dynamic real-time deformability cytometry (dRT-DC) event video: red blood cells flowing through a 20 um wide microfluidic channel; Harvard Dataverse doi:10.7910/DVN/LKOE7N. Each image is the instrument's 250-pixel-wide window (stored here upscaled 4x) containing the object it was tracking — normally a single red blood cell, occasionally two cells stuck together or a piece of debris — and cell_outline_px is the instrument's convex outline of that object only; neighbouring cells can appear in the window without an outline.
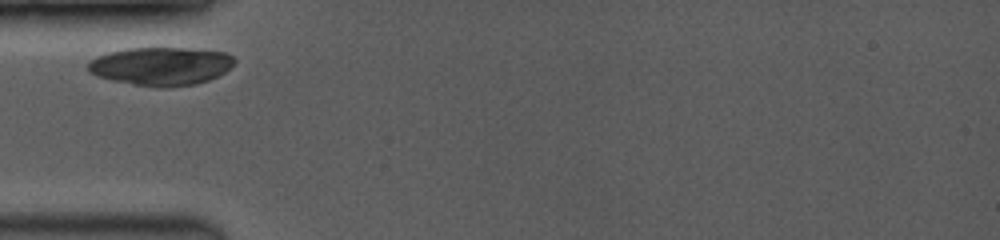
{"species": "common noctule bat (a hibernating species)", "species_latin": "Nyctalus noctula", "temperature_condition": "room temperature", "stored_images_in_passage": 14, "camera_frame_rate_fps": 3500, "um_per_image_px": 0.085, "animal": {"sex": "female", "body_mass_g": 19.0, "forearm_length_mm": 53.3}, "frame": {"image": 1, "passage_image": 1, "time_ms": 0.0, "image_size_px": [1000, 240], "cell_outline_px": [[236, 60], [224, 72], [208, 80], [196, 84], [168, 88], [164, 88], [132, 84], [112, 80], [96, 76], [88, 72], [88, 64], [92, 60], [108, 52], [128, 48], [184, 48], [224, 52], [232, 56]], "centroid_in_image_um": [13.67, 5.63], "position_along_channel_um": 71.3, "area_um2": 32.43}}
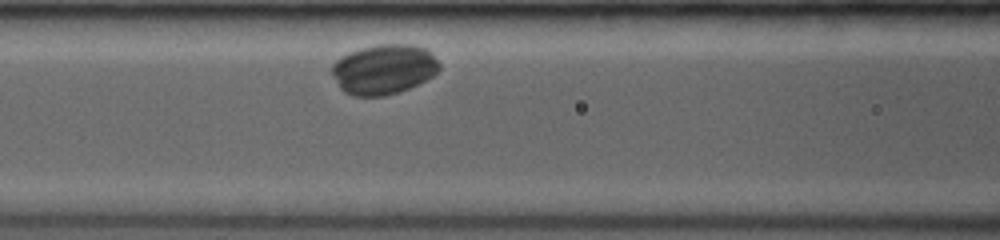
{"frame": {"image": 2, "passage_image": 6, "time_ms": 1.714, "image_size_px": [1000, 240], "cell_outline_px": [[440, 68], [432, 76], [408, 88], [384, 96], [352, 96], [344, 92], [340, 88], [332, 76], [332, 64], [340, 56], [348, 52], [360, 48], [376, 44], [412, 44], [424, 48], [440, 64]], "centroid_in_image_um": [32.56, 5.88], "position_along_channel_um": 134.0, "area_um2": 31.15}}
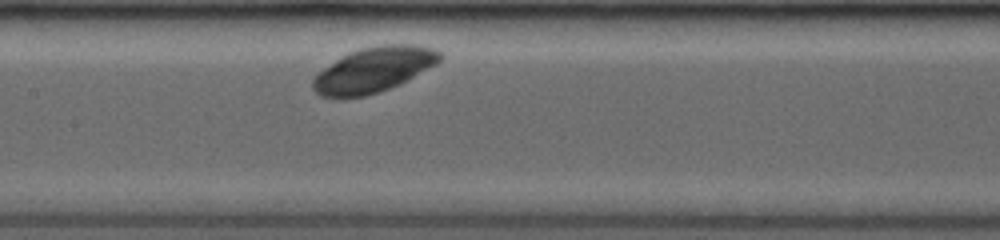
{"frame": {"image": 3, "passage_image": 10, "time_ms": 2.857, "image_size_px": [1000, 240], "cell_outline_px": [[444, 56], [436, 64], [400, 84], [380, 92], [364, 96], [320, 96], [312, 88], [312, 80], [324, 68], [340, 56], [356, 48], [380, 44], [416, 44], [436, 48]], "centroid_in_image_um": [31.8, 5.88], "position_along_channel_um": 175.6, "area_um2": 33.47}}